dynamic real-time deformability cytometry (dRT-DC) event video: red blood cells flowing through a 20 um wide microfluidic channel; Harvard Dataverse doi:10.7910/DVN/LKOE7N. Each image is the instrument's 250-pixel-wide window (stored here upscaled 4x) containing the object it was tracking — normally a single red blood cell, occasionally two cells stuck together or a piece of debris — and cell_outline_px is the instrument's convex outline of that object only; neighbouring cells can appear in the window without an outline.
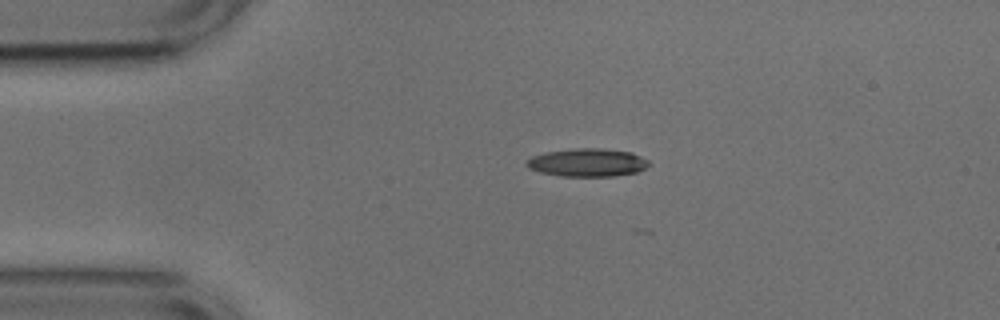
{"species": "common noctule bat (a hibernating species)", "species_latin": "Nyctalus noctula", "temperature_condition": "cold", "stored_images_in_passage": 3, "camera_frame_rate_fps": 3000, "um_per_image_px": 0.085, "animal": {"sex": "male", "body_mass_g": 17.9, "forearm_length_mm": 54.2}, "frame": {"image": 1, "passage_image": 2, "time_ms": 0.333, "image_size_px": [1000, 320], "cell_outline_px": [[648, 164], [644, 168], [636, 172], [612, 176], [560, 176], [540, 172], [528, 168], [524, 164], [532, 156], [548, 152], [576, 148], [600, 148], [632, 152], [648, 160]], "centroid_in_image_um": [49.91, 13.81], "position_along_channel_um": 35.1, "area_um2": 19.83}}